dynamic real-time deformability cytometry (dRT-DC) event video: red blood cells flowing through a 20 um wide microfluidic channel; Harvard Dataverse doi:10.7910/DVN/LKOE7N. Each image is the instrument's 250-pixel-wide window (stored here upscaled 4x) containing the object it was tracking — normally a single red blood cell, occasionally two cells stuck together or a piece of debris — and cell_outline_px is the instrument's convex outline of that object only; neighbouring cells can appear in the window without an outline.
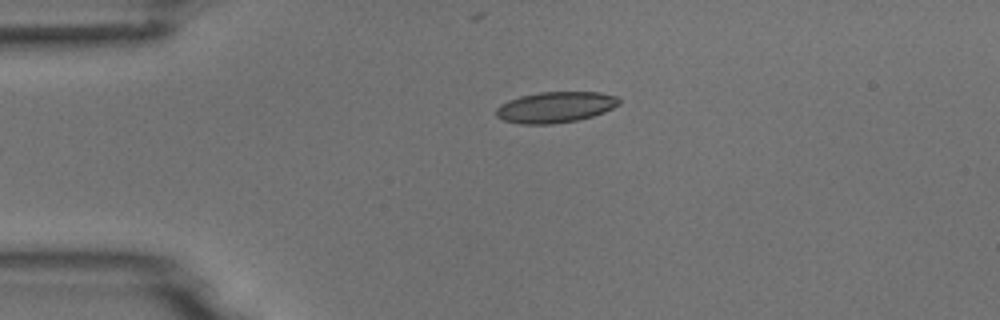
{"species": "common noctule bat (a hibernating species)", "species_latin": "Nyctalus noctula", "temperature_condition": "room temperature", "stored_images_in_passage": 1, "camera_frame_rate_fps": 3000, "um_per_image_px": 0.085, "animal": {"sex": "male", "body_mass_g": 18.8}, "frame": {"image": 1, "passage_image": 1, "time_ms": 0.0, "image_size_px": [1000, 320], "cell_outline_px": [[620, 104], [604, 112], [592, 116], [576, 120], [552, 124], [520, 124], [504, 120], [496, 116], [496, 108], [500, 104], [508, 100], [520, 96], [540, 92], [600, 92], [616, 96], [620, 100]], "centroid_in_image_um": [47.19, 9.11], "position_along_channel_um": 37.8, "area_um2": 22.14}}